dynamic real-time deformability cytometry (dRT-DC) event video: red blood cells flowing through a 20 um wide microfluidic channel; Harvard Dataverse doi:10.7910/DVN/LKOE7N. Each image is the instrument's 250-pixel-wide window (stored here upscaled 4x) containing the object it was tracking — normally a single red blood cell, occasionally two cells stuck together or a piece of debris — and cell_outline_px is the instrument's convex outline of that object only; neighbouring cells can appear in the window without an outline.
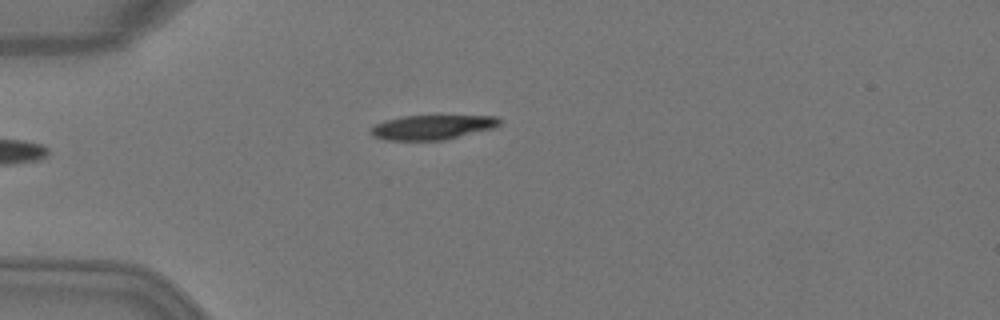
{"species": "Egyptian fruit bat (a non-hibernating species)", "species_latin": "Rousettus aegyptiacus", "temperature_condition": "warm", "stored_images_in_passage": 5, "camera_frame_rate_fps": 3000, "um_per_image_px": 0.085, "animal": {"sex": "female"}, "frame": {"image": 1, "passage_image": 5, "time_ms": 1.333, "image_size_px": [1000, 320], "cell_outline_px": [[500, 124], [492, 128], [444, 140], [384, 140], [372, 136], [372, 128], [376, 124], [384, 120], [404, 116], [496, 116], [500, 120]], "centroid_in_image_um": [36.71, 10.82], "position_along_channel_um": 48.3, "area_um2": 18.15}}